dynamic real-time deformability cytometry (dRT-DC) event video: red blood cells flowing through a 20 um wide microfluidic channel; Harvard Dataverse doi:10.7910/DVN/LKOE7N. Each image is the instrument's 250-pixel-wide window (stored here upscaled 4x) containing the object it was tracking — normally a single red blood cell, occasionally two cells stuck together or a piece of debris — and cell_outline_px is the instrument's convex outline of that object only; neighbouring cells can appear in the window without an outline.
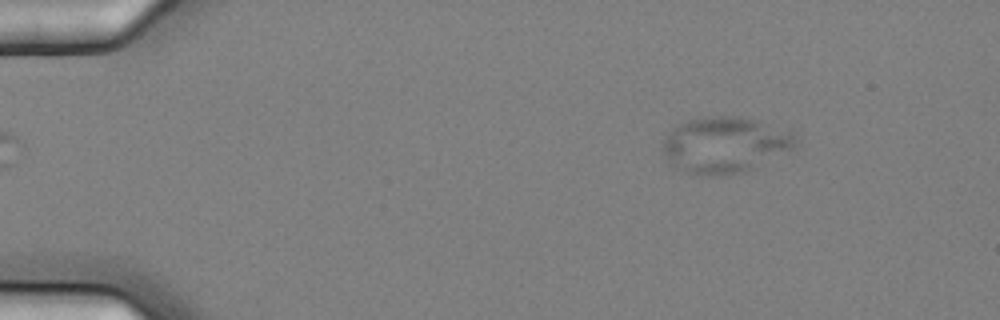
{"species": "common noctule bat (a hibernating species)", "species_latin": "Nyctalus noctula", "temperature_condition": "cold", "stored_images_in_passage": 4, "camera_frame_rate_fps": 3000, "um_per_image_px": 0.085, "animal": {"sex": "female", "body_mass_g": 25.1}, "frame": {"image": 1, "passage_image": 1, "time_ms": 0.0, "image_size_px": [1000, 320], "cell_outline_px": [[796, 148], [744, 172], [720, 176], [708, 176], [676, 168], [668, 160], [660, 148], [664, 136], [676, 124], [696, 116], [740, 116], [792, 132], [796, 140]], "centroid_in_image_um": [61.56, 12.3], "position_along_channel_um": 23.4, "area_um2": 43.58}}
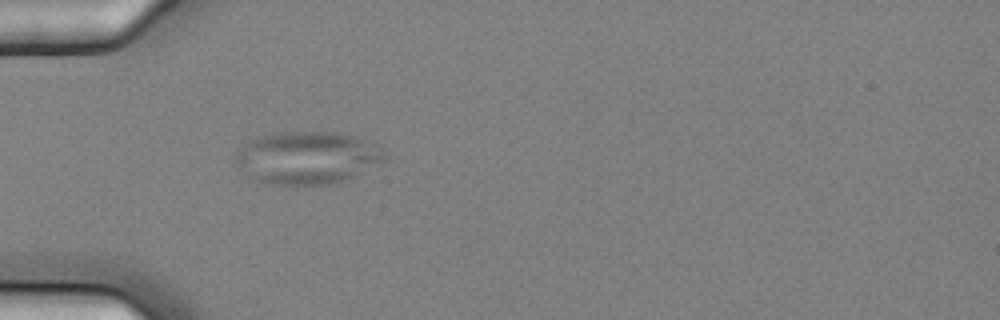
{"frame": {"image": 2, "passage_image": 4, "time_ms": 1.0, "image_size_px": [1000, 320], "cell_outline_px": [[384, 160], [352, 176], [328, 184], [276, 184], [260, 180], [248, 176], [236, 160], [236, 156], [252, 140], [264, 136], [288, 132], [336, 132], [352, 136], [380, 144], [384, 148]], "centroid_in_image_um": [26.2, 13.39], "position_along_channel_um": 58.8, "area_um2": 44.1}}